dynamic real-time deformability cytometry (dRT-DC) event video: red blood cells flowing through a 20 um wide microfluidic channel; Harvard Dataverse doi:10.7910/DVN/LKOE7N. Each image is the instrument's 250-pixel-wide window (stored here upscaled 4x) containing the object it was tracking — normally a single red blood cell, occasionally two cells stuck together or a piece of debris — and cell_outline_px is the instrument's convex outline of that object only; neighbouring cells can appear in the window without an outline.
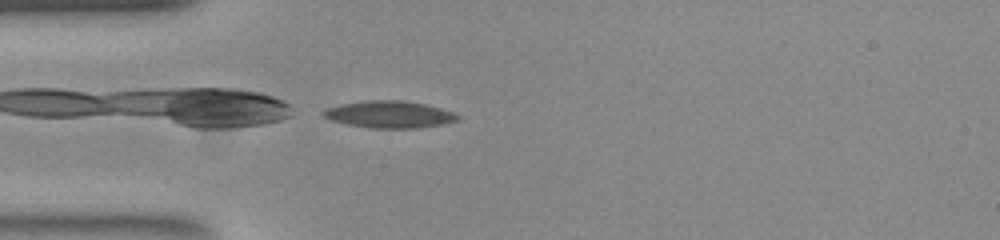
{"species": "common noctule bat (a hibernating species)", "species_latin": "Nyctalus noctula", "temperature_condition": "room temperature", "stored_images_in_passage": 4, "camera_frame_rate_fps": 3000, "um_per_image_px": 0.085, "animal": {"sex": "female", "body_mass_g": 23.0, "forearm_length_mm": 53.4}, "frame": {"image": 1, "passage_image": 4, "time_ms": 1.0, "image_size_px": [1000, 240], "cell_outline_px": [[460, 120], [444, 124], [416, 128], [368, 128], [348, 124], [332, 120], [320, 116], [320, 112], [324, 108], [340, 104], [364, 100], [404, 100], [424, 104], [440, 108], [452, 112], [460, 116]], "centroid_in_image_um": [33.05, 9.72], "position_along_channel_um": 52.0, "area_um2": 21.39}}